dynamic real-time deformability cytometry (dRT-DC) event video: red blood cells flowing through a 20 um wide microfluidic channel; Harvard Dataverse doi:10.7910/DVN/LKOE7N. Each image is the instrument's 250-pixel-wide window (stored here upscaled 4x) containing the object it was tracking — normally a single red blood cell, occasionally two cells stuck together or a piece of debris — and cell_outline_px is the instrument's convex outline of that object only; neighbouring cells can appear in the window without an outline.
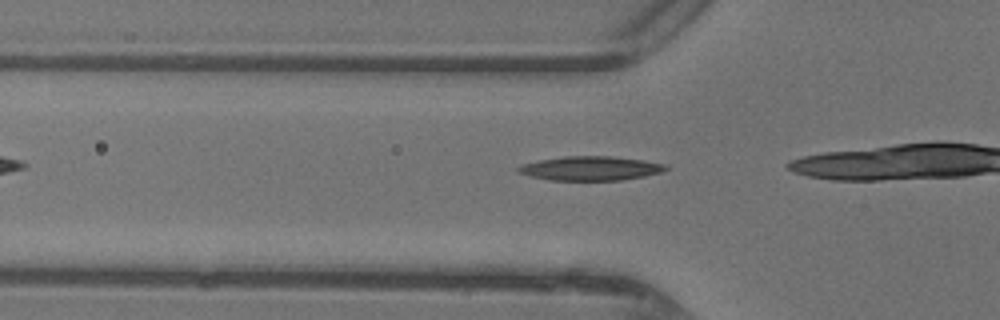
{"species": "common noctule bat (a hibernating species)", "species_latin": "Nyctalus noctula", "temperature_condition": "warm", "stored_images_in_passage": 6, "camera_frame_rate_fps": 3000, "um_per_image_px": 0.085, "animal": {"sex": "female"}, "frame": {"image": 1, "passage_image": 2, "time_ms": 0.333, "image_size_px": [1000, 320], "cell_outline_px": [[668, 168], [664, 172], [644, 176], [620, 180], [548, 180], [516, 172], [516, 168], [520, 164], [540, 160], [564, 156], [612, 156], [644, 160], [668, 164]], "centroid_in_image_um": [50.21, 14.3], "position_along_channel_um": 75.6, "area_um2": 20.92}}
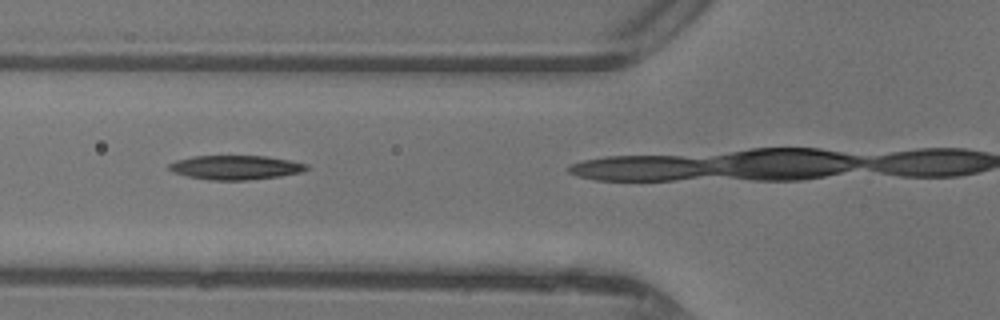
{"frame": {"image": 2, "passage_image": 4, "time_ms": 1.0, "image_size_px": [1000, 320], "cell_outline_px": [[308, 168], [300, 172], [280, 176], [248, 180], [208, 180], [188, 176], [172, 172], [168, 168], [168, 164], [176, 160], [192, 156], [264, 156], [288, 160], [308, 164]], "centroid_in_image_um": [19.98, 14.23], "position_along_channel_um": 105.8, "area_um2": 19.31}}